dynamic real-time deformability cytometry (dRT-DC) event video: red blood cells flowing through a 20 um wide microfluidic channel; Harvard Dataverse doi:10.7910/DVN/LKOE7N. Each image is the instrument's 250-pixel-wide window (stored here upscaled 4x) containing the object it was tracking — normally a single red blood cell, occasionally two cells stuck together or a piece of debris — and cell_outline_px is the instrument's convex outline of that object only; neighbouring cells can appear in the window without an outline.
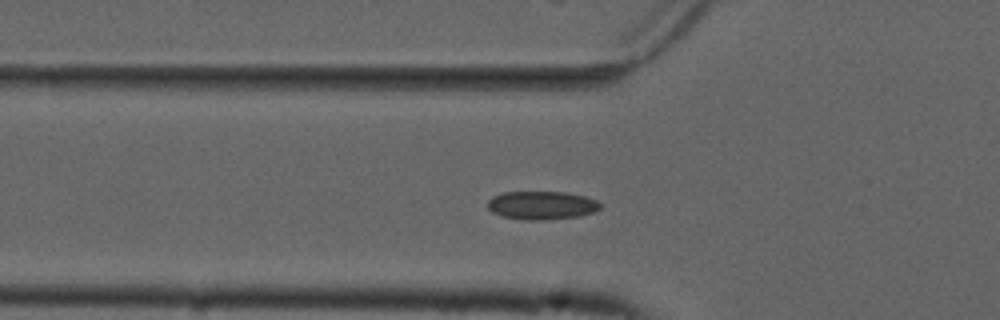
{"species": "common noctule bat (a hibernating species)", "species_latin": "Nyctalus noctula", "temperature_condition": "cold", "stored_images_in_passage": 48, "camera_frame_rate_fps": 3000, "um_per_image_px": 0.085, "animal": {"sex": "male", "forearm_length_mm": 52.5}, "frame": {"image": 1, "passage_image": 10, "time_ms": 3.0, "image_size_px": [1000, 320], "cell_outline_px": [[600, 208], [596, 212], [580, 216], [548, 220], [524, 220], [500, 216], [492, 212], [488, 208], [488, 200], [492, 196], [504, 192], [564, 192], [584, 196], [596, 200], [600, 204]], "centroid_in_image_um": [46.03, 17.46], "position_along_channel_um": 79.8, "area_um2": 18.79}}
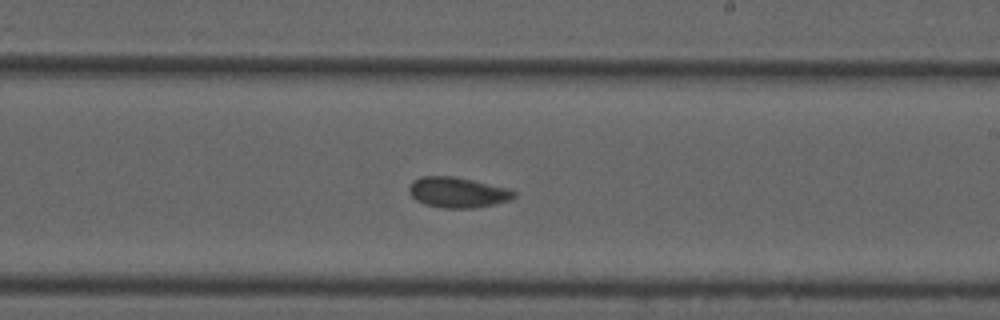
{"frame": {"image": 2, "passage_image": 24, "time_ms": 7.667, "image_size_px": [1000, 320], "cell_outline_px": [[516, 196], [508, 200], [496, 204], [476, 208], [444, 208], [424, 204], [416, 200], [408, 192], [408, 188], [420, 176], [452, 176], [472, 180], [508, 188], [516, 192]], "centroid_in_image_um": [38.91, 16.36], "position_along_channel_um": 250.1, "area_um2": 18.55}}
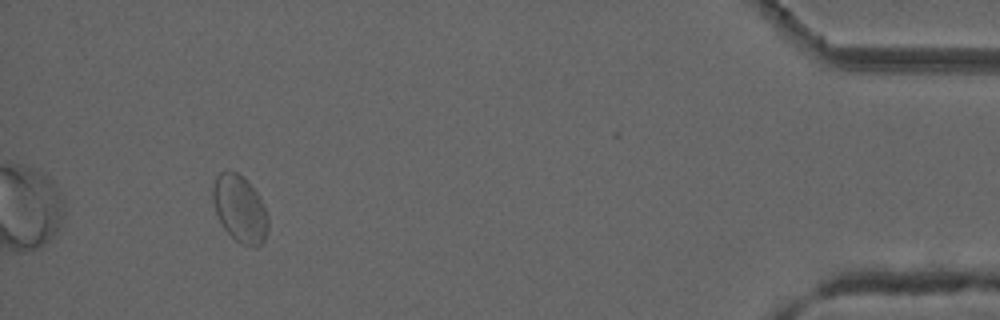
{"frame": {"image": 3, "passage_image": 43, "time_ms": 14.0, "image_size_px": [1000, 320], "cell_outline_px": [[268, 228], [264, 240], [256, 248], [252, 248], [240, 244], [224, 228], [216, 212], [212, 200], [212, 188], [216, 176], [220, 172], [236, 172], [256, 192], [268, 216]], "centroid_in_image_um": [20.38, 17.8], "position_along_channel_um": 414.8, "area_um2": 21.15}, "authors_computed_cell_mechanics": {"area_um2": 18.7561, "velocity_mm_per_s": 3.654, "shape_relaxation_time_tau1_ms": null, "shape_relaxation_time_tau2_ms": 1.4803, "deformation_change_tau1": null, "deformation_change_tau2": 0.0484}}